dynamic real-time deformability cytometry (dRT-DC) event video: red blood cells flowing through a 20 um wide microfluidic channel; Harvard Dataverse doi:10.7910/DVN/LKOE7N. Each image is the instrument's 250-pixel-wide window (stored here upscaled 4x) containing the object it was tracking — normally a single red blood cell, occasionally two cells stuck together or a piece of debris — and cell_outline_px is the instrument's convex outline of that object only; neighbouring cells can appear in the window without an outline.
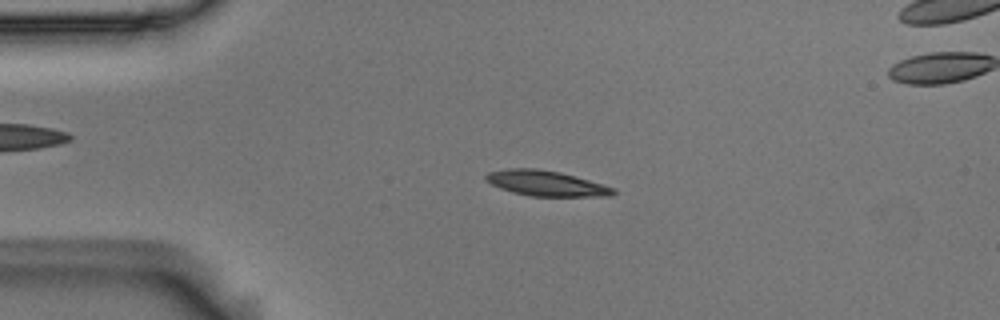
{"species": "Egyptian fruit bat (a non-hibernating species)", "species_latin": "Rousettus aegyptiacus", "temperature_condition": "room temperature", "stored_images_in_passage": 49, "camera_frame_rate_fps": 3000, "um_per_image_px": 0.085, "animal": {"sex": "male"}, "frame": {"image": 1, "passage_image": 6, "time_ms": 1.667, "image_size_px": [1000, 320], "cell_outline_px": [[616, 192], [612, 196], [532, 196], [512, 192], [500, 188], [484, 180], [484, 176], [488, 172], [508, 168], [536, 168], [560, 172], [616, 188]], "centroid_in_image_um": [46.4, 15.58], "position_along_channel_um": 38.6, "area_um2": 18.79}}
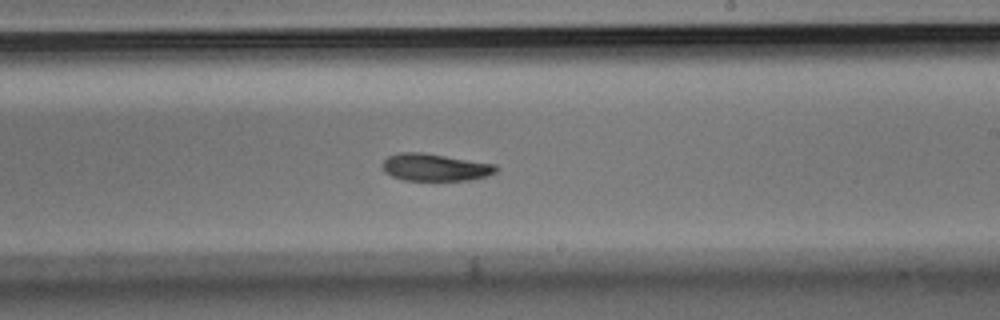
{"frame": {"image": 2, "passage_image": 26, "time_ms": 8.333, "image_size_px": [1000, 320], "cell_outline_px": [[500, 168], [496, 172], [488, 176], [468, 180], [404, 180], [392, 176], [384, 172], [384, 160], [388, 156], [400, 152], [420, 152], [496, 164]], "centroid_in_image_um": [37.02, 14.22], "position_along_channel_um": 252.0, "area_um2": 17.98}}
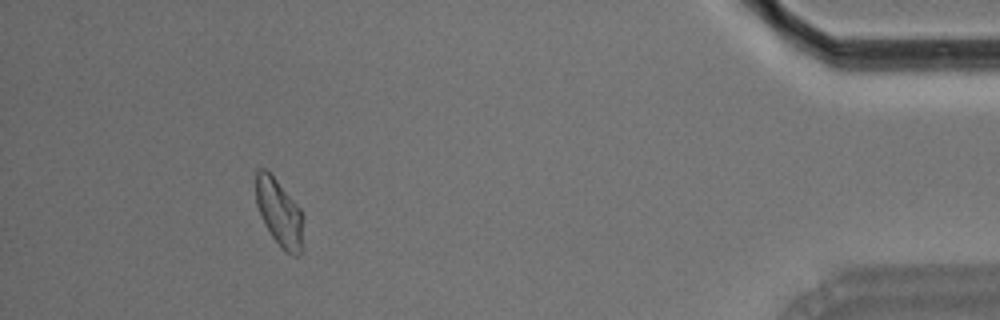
{"frame": {"image": 3, "passage_image": 44, "time_ms": 14.333, "image_size_px": [1000, 320], "cell_outline_px": [[304, 248], [296, 256], [292, 256], [272, 236], [264, 224], [256, 204], [256, 172], [260, 168], [264, 168], [276, 180], [300, 208]], "centroid_in_image_um": [23.73, 18.09], "position_along_channel_um": 411.5, "area_um2": 18.09}}